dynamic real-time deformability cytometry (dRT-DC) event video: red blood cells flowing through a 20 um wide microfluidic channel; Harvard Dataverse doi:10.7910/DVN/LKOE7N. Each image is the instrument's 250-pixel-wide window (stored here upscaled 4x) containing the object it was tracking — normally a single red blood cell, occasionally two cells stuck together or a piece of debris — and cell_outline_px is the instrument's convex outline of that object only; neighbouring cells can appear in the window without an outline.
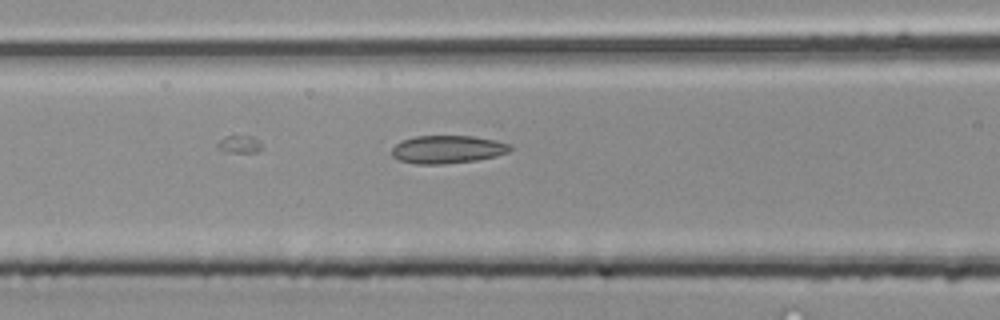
{"species": "common noctule bat (a hibernating species)", "species_latin": "Nyctalus noctula", "temperature_condition": "room temperature", "stored_images_in_passage": 4, "camera_frame_rate_fps": 3000, "um_per_image_px": 0.085, "animal": {"sex": "male", "body_mass_g": 20.4}, "frame": {"image": 1, "passage_image": 4, "time_ms": 1.0, "image_size_px": [1000, 320], "cell_outline_px": [[512, 148], [508, 152], [496, 156], [476, 160], [444, 164], [416, 164], [400, 160], [392, 156], [392, 148], [400, 140], [416, 136], [472, 136], [496, 140], [508, 144]], "centroid_in_image_um": [38.01, 12.69], "position_along_channel_um": 128.6, "area_um2": 19.25}}